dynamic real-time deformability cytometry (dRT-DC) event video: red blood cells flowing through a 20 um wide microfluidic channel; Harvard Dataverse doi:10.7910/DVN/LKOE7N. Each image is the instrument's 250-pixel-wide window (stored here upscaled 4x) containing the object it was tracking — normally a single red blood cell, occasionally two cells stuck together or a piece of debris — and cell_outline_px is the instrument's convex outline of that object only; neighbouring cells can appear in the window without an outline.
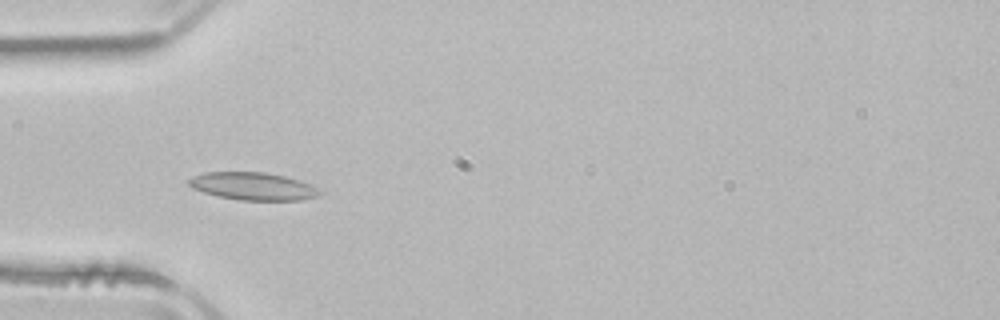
{"species": "common noctule bat (a hibernating species)", "species_latin": "Nyctalus noctula", "temperature_condition": "room temperature", "stored_images_in_passage": 37, "camera_frame_rate_fps": 3000, "um_per_image_px": 0.085, "animal": {"sex": "male", "body_mass_g": 21.5, "forearm_length_mm": 52.0}, "frame": {"image": 1, "passage_image": 1, "time_ms": 0.0, "image_size_px": [1000, 320], "cell_outline_px": [[324, 192], [320, 196], [300, 200], [240, 200], [216, 196], [192, 188], [188, 184], [188, 180], [192, 176], [204, 172], [264, 172], [284, 176], [308, 184]], "centroid_in_image_um": [21.48, 15.83], "position_along_channel_um": 63.5, "area_um2": 21.04}}
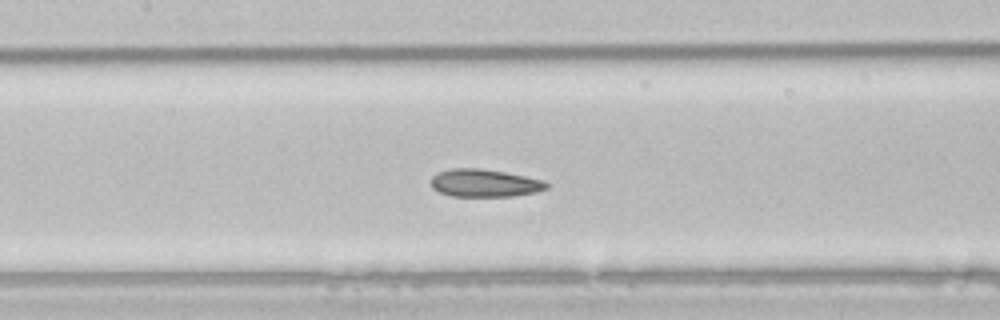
{"frame": {"image": 2, "passage_image": 9, "time_ms": 2.667, "image_size_px": [1000, 320], "cell_outline_px": [[548, 188], [536, 192], [512, 196], [452, 196], [440, 192], [432, 188], [432, 176], [436, 172], [452, 168], [480, 168], [504, 172], [544, 180], [548, 184]], "centroid_in_image_um": [41.18, 15.55], "position_along_channel_um": 166.2, "area_um2": 18.61}}
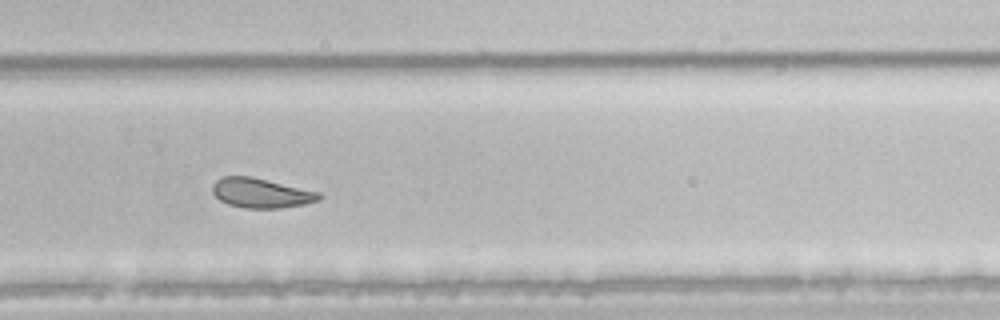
{"frame": {"image": 3, "passage_image": 20, "time_ms": 6.333, "image_size_px": [1000, 320], "cell_outline_px": [[320, 200], [304, 204], [280, 208], [244, 208], [228, 204], [220, 200], [212, 192], [212, 184], [216, 180], [224, 176], [252, 176], [320, 192]], "centroid_in_image_um": [22.18, 16.4], "position_along_channel_um": 307.6, "area_um2": 18.44}, "authors_computed_cell_mechanics": {"area_um2": 19.0162, "velocity_mm_per_s": 3.8774, "shape_relaxation_time_tau1_ms": 10.8193, "shape_relaxation_time_tau2_ms": 1.7086, "deformation_change_tau1": 0.1816, "deformation_change_tau2": 0.0609}}